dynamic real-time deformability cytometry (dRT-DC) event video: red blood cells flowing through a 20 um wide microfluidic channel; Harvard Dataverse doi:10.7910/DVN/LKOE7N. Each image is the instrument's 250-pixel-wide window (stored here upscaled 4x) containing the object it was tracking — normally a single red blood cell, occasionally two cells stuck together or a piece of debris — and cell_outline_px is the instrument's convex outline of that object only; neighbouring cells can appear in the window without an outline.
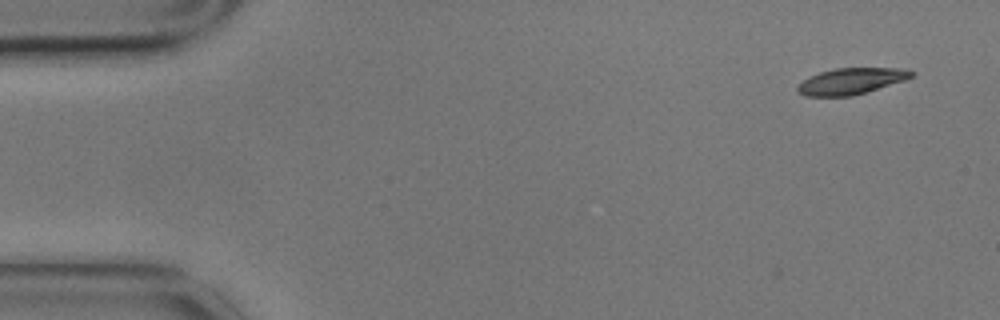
{"species": "common noctule bat (a hibernating species)", "species_latin": "Nyctalus noctula", "temperature_condition": "cold", "stored_images_in_passage": 6, "camera_frame_rate_fps": 3000, "um_per_image_px": 0.085, "animal": {"sex": "male", "body_mass_g": 17.9}, "frame": {"image": 1, "passage_image": 1, "time_ms": 0.0, "image_size_px": [1000, 320], "cell_outline_px": [[916, 72], [912, 76], [904, 80], [852, 96], [804, 96], [796, 92], [796, 88], [808, 76], [820, 72], [836, 68], [904, 68]], "centroid_in_image_um": [72.32, 6.89], "position_along_channel_um": 12.7, "area_um2": 17.34}}
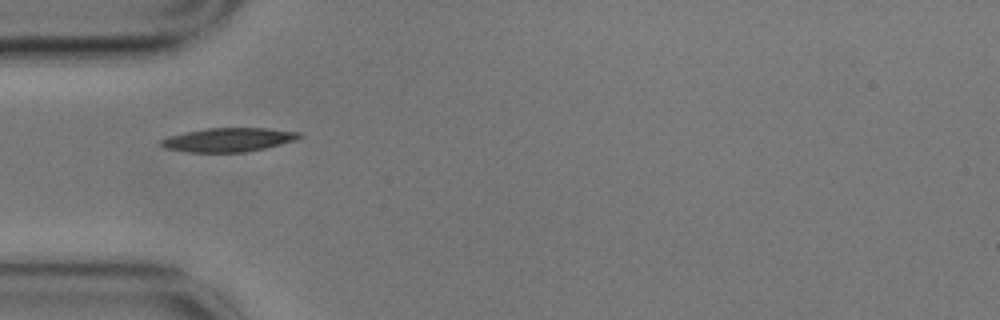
{"frame": {"image": 2, "passage_image": 5, "time_ms": 1.333, "image_size_px": [1000, 320], "cell_outline_px": [[304, 136], [296, 140], [264, 148], [244, 152], [188, 152], [164, 148], [156, 144], [160, 140], [168, 136], [208, 128], [268, 128], [300, 132]], "centroid_in_image_um": [19.4, 11.88], "position_along_channel_um": 65.6, "area_um2": 19.25}}